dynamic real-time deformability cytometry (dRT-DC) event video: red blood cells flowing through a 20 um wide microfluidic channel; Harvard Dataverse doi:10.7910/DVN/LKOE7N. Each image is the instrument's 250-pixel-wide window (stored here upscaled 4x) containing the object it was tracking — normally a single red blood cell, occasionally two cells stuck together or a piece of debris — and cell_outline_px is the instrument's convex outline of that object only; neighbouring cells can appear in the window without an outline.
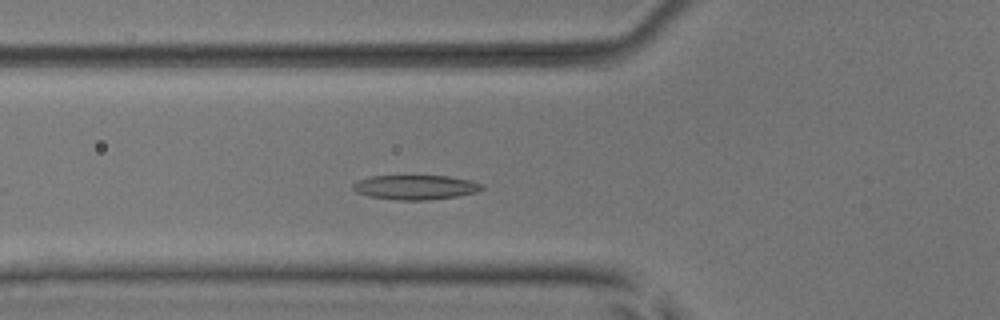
{"species": "common noctule bat (a hibernating species)", "species_latin": "Nyctalus noctula", "temperature_condition": "room temperature", "stored_images_in_passage": 41, "camera_frame_rate_fps": 3000, "um_per_image_px": 0.085, "animal": {"sex": "male", "body_mass_g": 17.9, "forearm_length_mm": 54.2}, "frame": {"image": 1, "passage_image": 8, "time_ms": 2.333, "image_size_px": [1000, 320], "cell_outline_px": [[484, 188], [476, 192], [456, 196], [428, 200], [396, 200], [368, 196], [356, 192], [352, 188], [352, 184], [356, 180], [372, 176], [448, 176], [472, 180], [484, 184]], "centroid_in_image_um": [35.31, 15.91], "position_along_channel_um": 90.5, "area_um2": 18.55}}
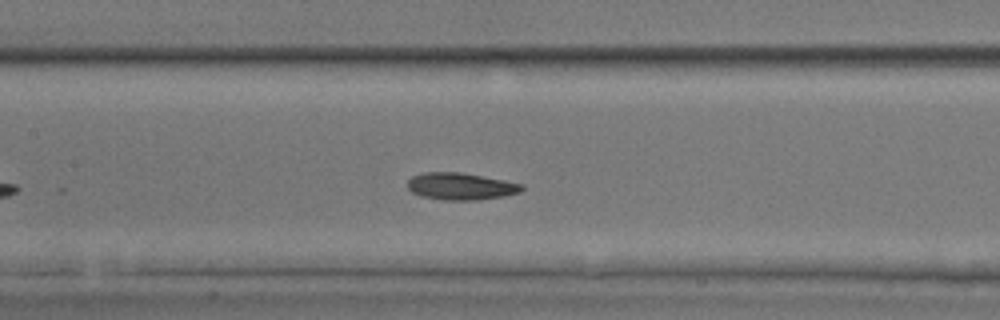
{"frame": {"image": 2, "passage_image": 14, "time_ms": 4.333, "image_size_px": [1000, 320], "cell_outline_px": [[524, 188], [520, 192], [504, 196], [476, 200], [444, 200], [420, 196], [412, 192], [408, 188], [408, 180], [412, 176], [424, 172], [460, 172], [504, 180], [524, 184]], "centroid_in_image_um": [39.16, 15.84], "position_along_channel_um": 168.2, "area_um2": 18.03}}
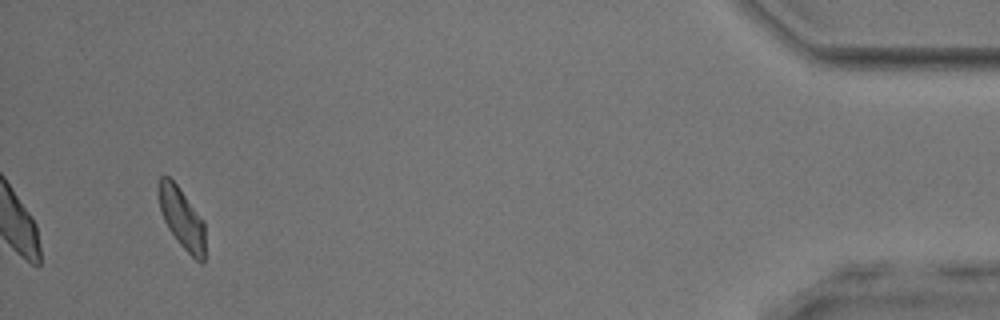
{"frame": {"image": 3, "passage_image": 39, "time_ms": 12.667, "image_size_px": [1000, 320], "cell_outline_px": [[204, 260], [200, 264], [180, 244], [168, 228], [160, 212], [156, 192], [156, 184], [160, 176], [168, 176], [176, 184], [204, 220]], "centroid_in_image_um": [15.4, 18.5], "position_along_channel_um": 419.8, "area_um2": 16.65}, "authors_computed_cell_mechanics": {"area_um2": 17.8024, "velocity_mm_per_s": 3.8975, "shape_relaxation_time_tau1_ms": 3.7694, "shape_relaxation_time_tau2_ms": 7.0297, "deformation_change_tau1": 0.1293, "deformation_change_tau2": 0.1335}}